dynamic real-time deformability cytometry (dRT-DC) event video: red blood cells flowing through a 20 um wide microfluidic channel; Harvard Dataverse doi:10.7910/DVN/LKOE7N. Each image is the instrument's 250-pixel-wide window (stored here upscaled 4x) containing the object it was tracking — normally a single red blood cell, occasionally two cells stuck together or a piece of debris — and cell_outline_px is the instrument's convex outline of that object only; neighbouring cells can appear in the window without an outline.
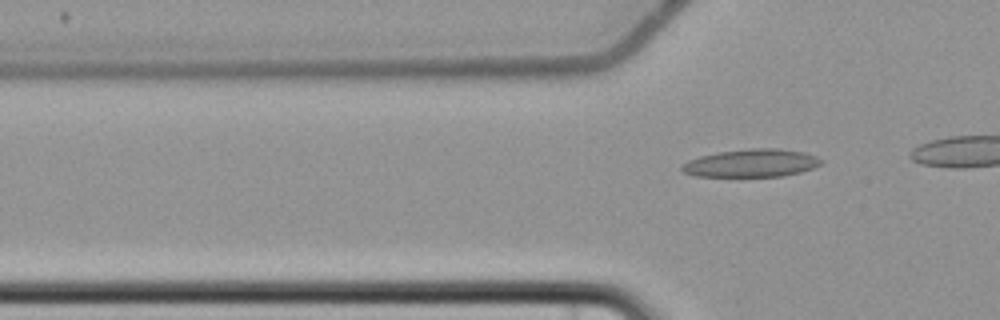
{"species": "common noctule bat (a hibernating species)", "species_latin": "Nyctalus noctula", "temperature_condition": "cold", "stored_images_in_passage": 7, "camera_frame_rate_fps": 3000, "um_per_image_px": 0.085, "animal": {"sex": "female", "body_mass_g": 22.7, "forearm_length_mm": 54.2}, "frame": {"image": 1, "passage_image": 7, "time_ms": 8.333, "image_size_px": [1000, 320], "cell_outline_px": [[824, 160], [820, 164], [812, 168], [800, 172], [784, 176], [696, 176], [684, 172], [680, 168], [680, 164], [688, 160], [700, 156], [716, 152], [748, 148], [780, 148], [804, 152], [816, 156]], "centroid_in_image_um": [63.86, 13.85], "position_along_channel_um": 61.9, "area_um2": 22.77}}